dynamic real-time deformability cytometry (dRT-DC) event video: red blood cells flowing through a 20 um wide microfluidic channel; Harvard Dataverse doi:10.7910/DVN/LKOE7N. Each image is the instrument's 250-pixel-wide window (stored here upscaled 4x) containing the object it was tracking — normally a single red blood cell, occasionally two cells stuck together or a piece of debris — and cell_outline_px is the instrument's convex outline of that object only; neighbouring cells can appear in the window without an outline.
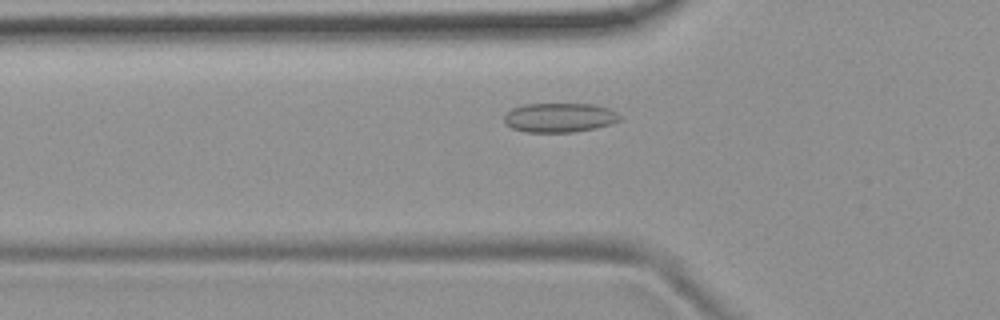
{"species": "common noctule bat (a hibernating species)", "species_latin": "Nyctalus noctula", "temperature_condition": "room temperature", "stored_images_in_passage": 48, "camera_frame_rate_fps": 3000, "um_per_image_px": 0.085, "animal": {"sex": "female", "body_mass_g": 19.9}, "frame": {"image": 1, "passage_image": 12, "time_ms": 3.667, "image_size_px": [1000, 320], "cell_outline_px": [[620, 120], [596, 128], [572, 132], [528, 132], [512, 128], [504, 120], [504, 116], [512, 108], [524, 104], [592, 104], [608, 108], [616, 112], [620, 116]], "centroid_in_image_um": [47.55, 9.99], "position_along_channel_um": 78.2, "area_um2": 19.54}}
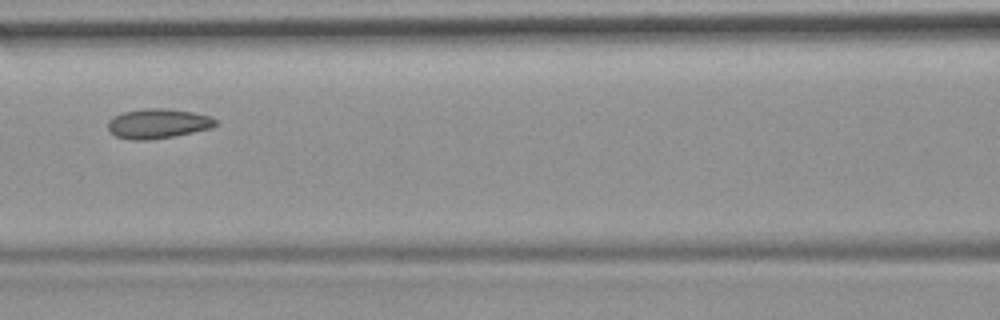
{"frame": {"image": 2, "passage_image": 18, "time_ms": 5.667, "image_size_px": [1000, 320], "cell_outline_px": [[220, 124], [212, 128], [172, 136], [148, 140], [132, 140], [116, 136], [108, 128], [108, 120], [112, 116], [124, 112], [144, 108], [168, 108], [192, 112], [212, 116]], "centroid_in_image_um": [13.45, 10.49], "position_along_channel_um": 153.2, "area_um2": 18.73}}
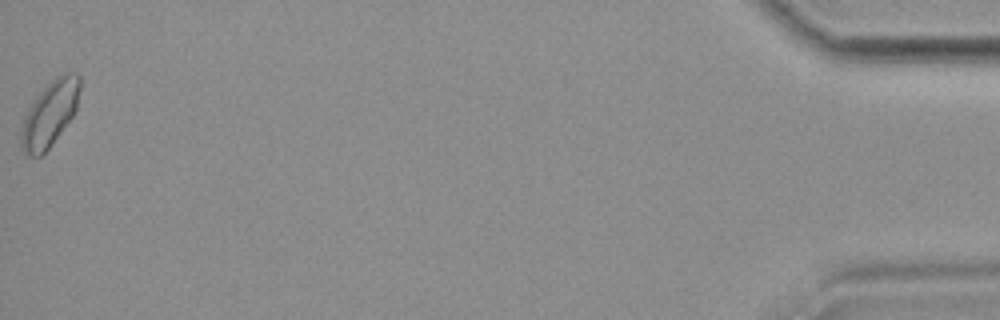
{"frame": {"image": 3, "passage_image": 48, "time_ms": 15.667, "image_size_px": [1000, 320], "cell_outline_px": [[80, 88], [76, 112], [48, 148], [40, 156], [28, 156], [20, 148], [20, 128], [24, 116], [32, 100], [56, 76], [64, 72], [76, 72], [80, 76]], "centroid_in_image_um": [4.22, 9.65], "position_along_channel_um": 431.0, "area_um2": 22.6}, "authors_computed_cell_mechanics": {"area_um2": 18.4382, "velocity_mm_per_s": 3.7269, "shape_relaxation_time_tau1_ms": null, "shape_relaxation_time_tau2_ms": 1.5979, "deformation_change_tau1": null, "deformation_change_tau2": 0.0479}}